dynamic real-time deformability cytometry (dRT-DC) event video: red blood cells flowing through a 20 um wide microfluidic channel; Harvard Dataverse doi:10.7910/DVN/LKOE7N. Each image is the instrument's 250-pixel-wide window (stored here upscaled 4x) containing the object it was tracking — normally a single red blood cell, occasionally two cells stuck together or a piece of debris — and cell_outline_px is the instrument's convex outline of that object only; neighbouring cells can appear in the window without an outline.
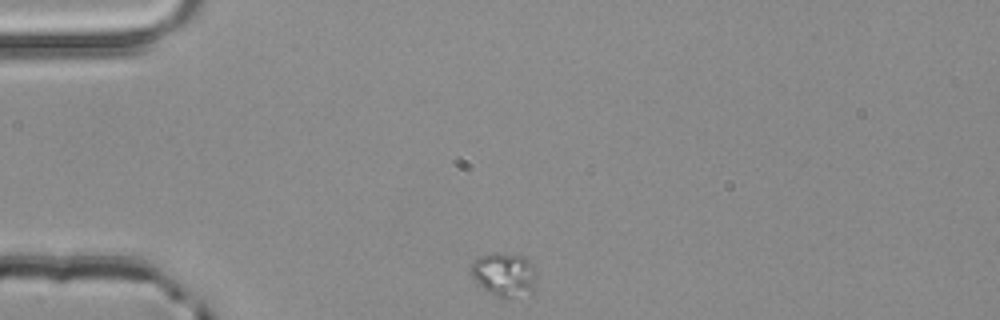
{"species": "common noctule bat (a hibernating species)", "species_latin": "Nyctalus noctula", "temperature_condition": "room temperature", "stored_images_in_passage": 2, "camera_frame_rate_fps": 3000, "um_per_image_px": 0.085, "animal": {"sex": "male", "body_mass_g": 20.4}, "frame": {"image": 1, "passage_image": 2, "time_ms": 0.333, "image_size_px": [1000, 320], "cell_outline_px": [[536, 276], [532, 292], [504, 300], [500, 300], [484, 288], [472, 276], [468, 268], [472, 260], [476, 256], [492, 252], [496, 252], [524, 256], [536, 268]], "centroid_in_image_um": [42.83, 23.32], "position_along_channel_um": 42.2, "area_um2": 17.22}}